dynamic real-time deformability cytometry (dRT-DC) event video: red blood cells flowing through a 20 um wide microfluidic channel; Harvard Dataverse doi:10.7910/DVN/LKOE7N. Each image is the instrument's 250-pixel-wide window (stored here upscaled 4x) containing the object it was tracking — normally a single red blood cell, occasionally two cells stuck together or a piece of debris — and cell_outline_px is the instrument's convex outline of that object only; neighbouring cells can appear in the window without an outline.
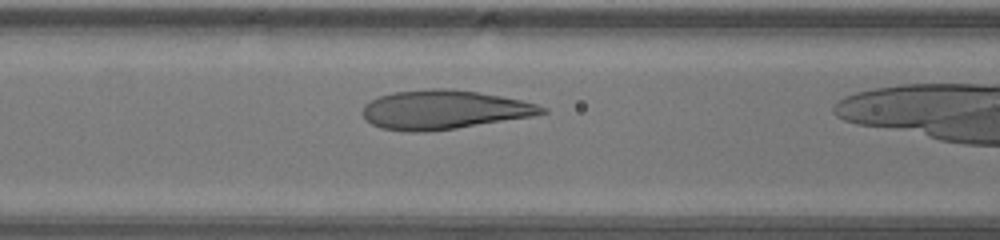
{"species": "human", "species_latin": "Homo sapiens", "temperature_condition": "warm", "stored_images_in_passage": 21, "camera_frame_rate_fps": 3000, "um_per_image_px": 0.085, "donor": {"sex": "male"}, "frame": {"image": 1, "passage_image": 5, "time_ms": 1.333, "image_size_px": [1000, 240], "cell_outline_px": [[548, 112], [532, 116], [456, 128], [424, 132], [408, 132], [380, 128], [372, 124], [364, 116], [364, 104], [380, 96], [392, 92], [432, 88], [444, 88], [476, 92], [500, 96], [520, 100], [536, 104], [548, 108]], "centroid_in_image_um": [37.73, 9.33], "position_along_channel_um": 128.9, "area_um2": 40.4}}
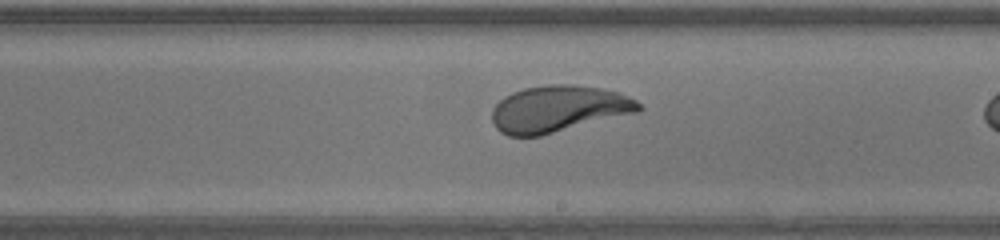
{"frame": {"image": 2, "passage_image": 12, "time_ms": 3.667, "image_size_px": [1000, 240], "cell_outline_px": [[644, 108], [636, 112], [540, 136], [508, 136], [500, 132], [496, 128], [492, 120], [492, 108], [504, 96], [512, 92], [524, 88], [544, 84], [572, 84], [600, 88], [620, 92], [636, 100]], "centroid_in_image_um": [47.44, 9.24], "position_along_channel_um": 241.6, "area_um2": 39.88}}
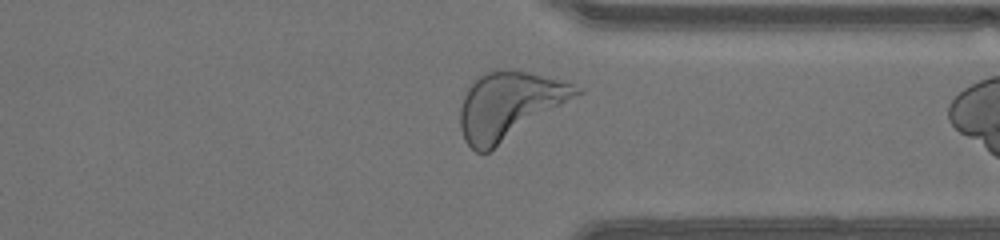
{"frame": {"image": 3, "passage_image": 20, "time_ms": 6.333, "image_size_px": [1000, 240], "cell_outline_px": [[584, 92], [488, 152], [476, 152], [464, 140], [460, 128], [460, 108], [464, 96], [468, 88], [480, 76], [488, 72], [500, 68], [528, 72], [564, 80], [584, 88]], "centroid_in_image_um": [43.31, 8.95], "position_along_channel_um": 368.1, "area_um2": 45.2}}